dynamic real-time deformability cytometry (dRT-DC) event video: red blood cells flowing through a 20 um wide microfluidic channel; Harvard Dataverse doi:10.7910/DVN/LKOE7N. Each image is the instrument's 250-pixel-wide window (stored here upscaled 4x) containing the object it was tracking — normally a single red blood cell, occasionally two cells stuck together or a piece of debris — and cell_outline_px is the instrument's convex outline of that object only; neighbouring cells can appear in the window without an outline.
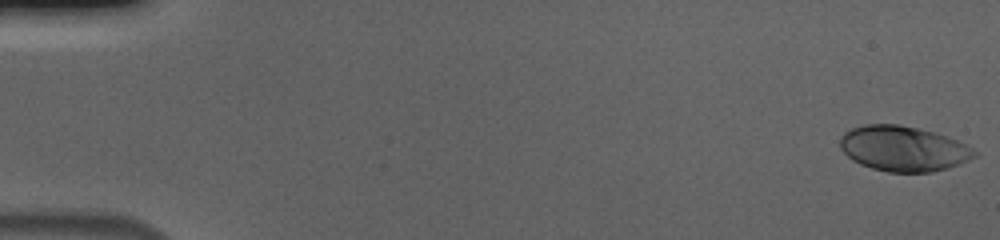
{"species": "human", "species_latin": "Homo sapiens", "temperature_condition": "cold", "stored_images_in_passage": 17, "camera_frame_rate_fps": 3000, "um_per_image_px": 0.085, "donor": {"sex": "male"}, "frame": {"image": 1, "passage_image": 1, "time_ms": 0.0, "image_size_px": [1000, 240], "cell_outline_px": [[976, 156], [968, 160], [948, 168], [932, 172], [888, 172], [872, 168], [860, 164], [852, 160], [840, 148], [840, 136], [844, 132], [852, 128], [864, 124], [900, 124], [936, 132], [956, 140], [972, 148], [976, 152]], "centroid_in_image_um": [76.75, 12.62], "position_along_channel_um": 8.2, "area_um2": 35.43}}
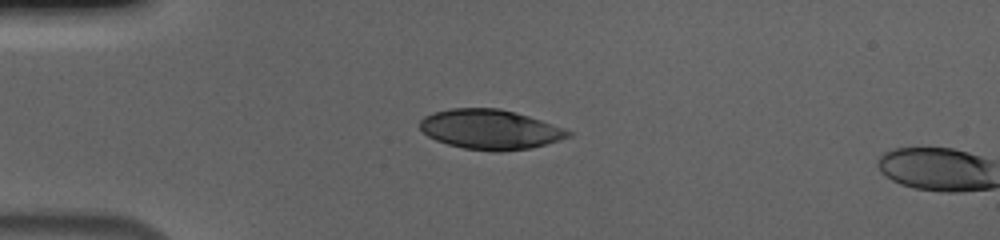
{"frame": {"image": 2, "passage_image": 15, "time_ms": 4.667, "image_size_px": [1000, 240], "cell_outline_px": [[572, 136], [560, 140], [528, 148], [500, 152], [492, 152], [464, 148], [448, 144], [436, 140], [428, 136], [420, 128], [420, 120], [424, 116], [432, 112], [448, 108], [500, 108], [516, 112], [564, 128], [572, 132]], "centroid_in_image_um": [41.64, 10.99], "position_along_channel_um": 43.4, "area_um2": 34.39}}